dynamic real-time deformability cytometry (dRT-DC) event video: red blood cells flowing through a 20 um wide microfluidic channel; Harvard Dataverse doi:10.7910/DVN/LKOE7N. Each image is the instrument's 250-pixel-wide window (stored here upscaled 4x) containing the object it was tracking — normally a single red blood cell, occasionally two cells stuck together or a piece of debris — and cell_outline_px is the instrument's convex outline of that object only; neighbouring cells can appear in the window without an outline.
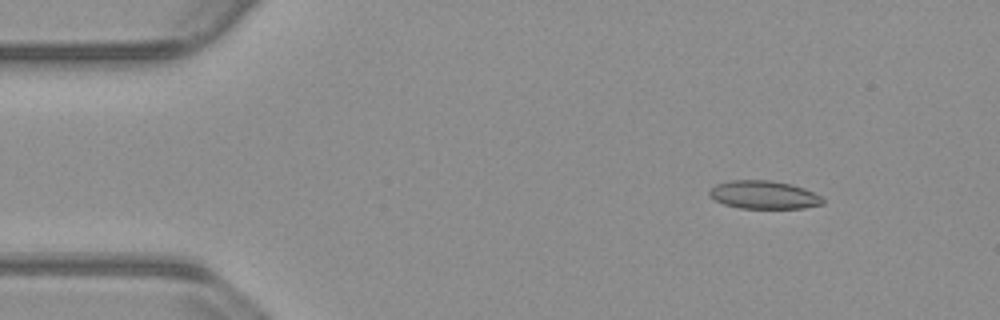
{"species": "common noctule bat (a hibernating species)", "species_latin": "Nyctalus noctula", "temperature_condition": "warm", "stored_images_in_passage": 54, "camera_frame_rate_fps": 3000, "um_per_image_px": 0.085, "animal": {"sex": "male", "body_mass_g": 23.1, "forearm_length_mm": 52.7}, "frame": {"image": 1, "passage_image": 7, "time_ms": 2.0, "image_size_px": [1000, 320], "cell_outline_px": [[824, 204], [804, 208], [740, 208], [724, 204], [716, 200], [708, 192], [708, 188], [716, 184], [728, 180], [772, 180], [792, 184], [804, 188], [820, 196], [824, 200]], "centroid_in_image_um": [64.92, 16.55], "position_along_channel_um": 20.1, "area_um2": 18.67}}
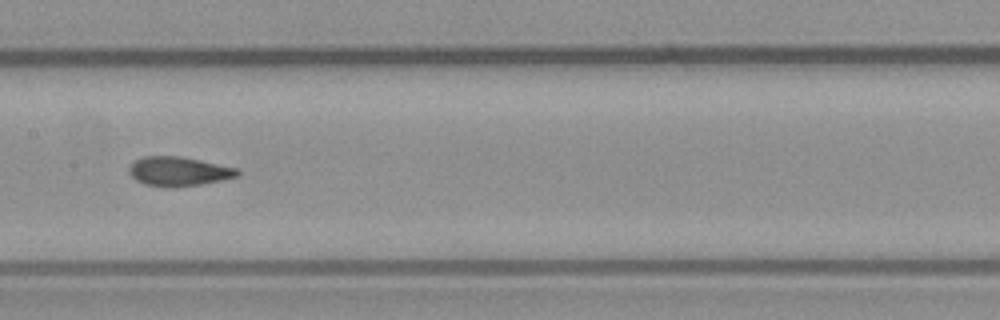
{"frame": {"image": 2, "passage_image": 27, "time_ms": 8.667, "image_size_px": [1000, 320], "cell_outline_px": [[240, 176], [200, 184], [172, 188], [164, 188], [144, 184], [136, 180], [128, 172], [128, 168], [136, 160], [144, 156], [180, 156], [200, 160], [236, 168], [240, 172]], "centroid_in_image_um": [15.16, 14.58], "position_along_channel_um": 192.2, "area_um2": 18.5}}
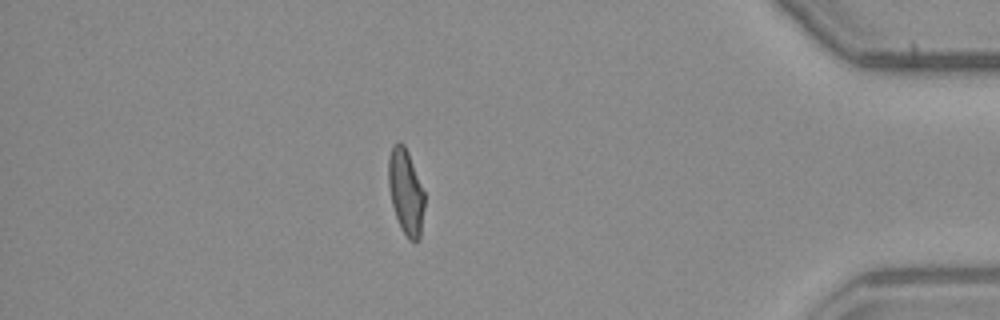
{"frame": {"image": 3, "passage_image": 47, "time_ms": 15.333, "image_size_px": [1000, 320], "cell_outline_px": [[424, 208], [420, 240], [416, 244], [408, 240], [400, 228], [392, 204], [388, 184], [388, 156], [392, 144], [396, 140], [400, 140], [404, 144], [408, 152], [424, 192]], "centroid_in_image_um": [34.48, 16.31], "position_along_channel_um": 400.7, "area_um2": 18.32}, "authors_computed_cell_mechanics": {"area_um2": 18.6405, "velocity_mm_per_s": 3.8199, "shape_relaxation_time_tau1_ms": 6.8038, "shape_relaxation_time_tau2_ms": 1.21, "deformation_change_tau1": 0.2101, "deformation_change_tau2": 0.0804}}